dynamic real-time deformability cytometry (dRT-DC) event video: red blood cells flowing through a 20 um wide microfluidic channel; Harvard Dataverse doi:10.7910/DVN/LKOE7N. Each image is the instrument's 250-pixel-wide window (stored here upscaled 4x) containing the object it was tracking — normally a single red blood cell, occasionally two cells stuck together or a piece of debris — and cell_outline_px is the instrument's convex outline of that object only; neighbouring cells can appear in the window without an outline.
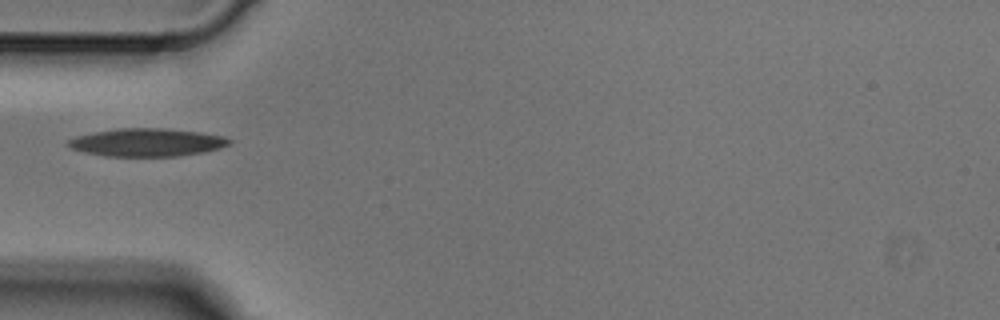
{"species": "Egyptian fruit bat (a non-hibernating species)", "species_latin": "Rousettus aegyptiacus", "temperature_condition": "cold", "stored_images_in_passage": 2, "camera_frame_rate_fps": 3000, "um_per_image_px": 0.085, "animal": {"sex": "male"}, "frame": {"image": 1, "passage_image": 1, "time_ms": 0.0, "image_size_px": [1000, 320], "cell_outline_px": [[232, 140], [228, 144], [220, 148], [204, 152], [180, 156], [104, 156], [84, 152], [72, 148], [68, 144], [68, 140], [76, 136], [96, 132], [120, 128], [160, 128], [196, 132], [224, 136]], "centroid_in_image_um": [12.5, 12.11], "position_along_channel_um": 72.5, "area_um2": 25.95}}
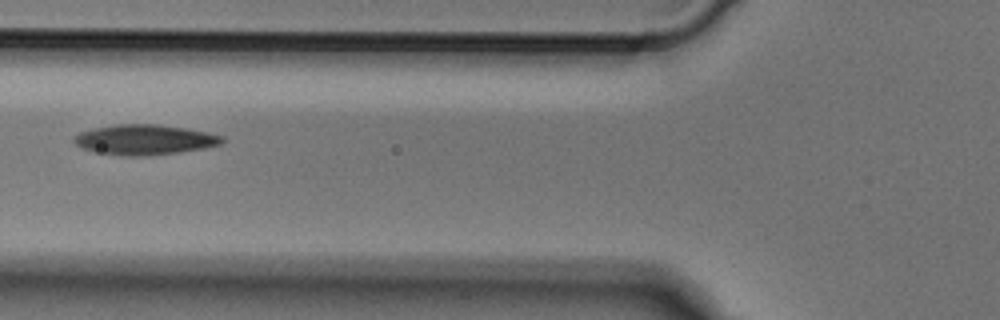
{"frame": {"image": 2, "passage_image": 2, "time_ms": 0.333, "image_size_px": [1000, 320], "cell_outline_px": [[224, 140], [220, 144], [204, 148], [176, 152], [144, 156], [124, 156], [92, 152], [76, 144], [72, 140], [80, 132], [96, 128], [116, 124], [156, 124], [188, 128], [208, 132], [224, 136]], "centroid_in_image_um": [12.3, 11.87], "position_along_channel_um": 113.5, "area_um2": 25.95}}